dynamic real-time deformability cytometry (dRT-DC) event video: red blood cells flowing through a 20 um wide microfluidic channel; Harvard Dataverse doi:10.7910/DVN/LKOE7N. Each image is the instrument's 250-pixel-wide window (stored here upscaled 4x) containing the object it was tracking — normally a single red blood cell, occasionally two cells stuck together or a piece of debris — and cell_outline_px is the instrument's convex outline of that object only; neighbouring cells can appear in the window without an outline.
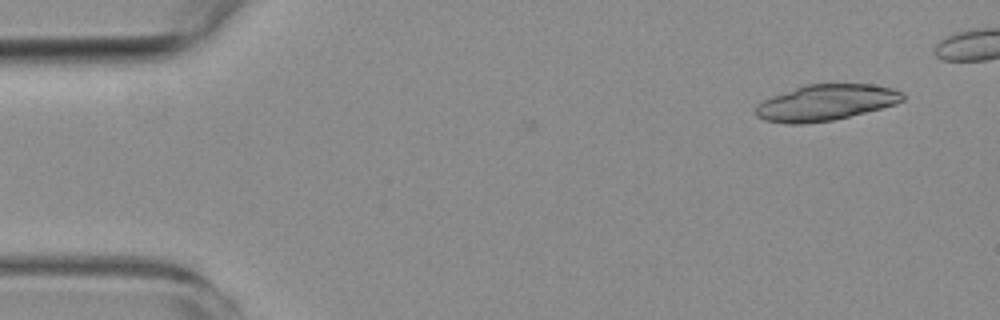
{"species": "common noctule bat (a hibernating species)", "species_latin": "Nyctalus noctula", "temperature_condition": "room temperature", "stored_images_in_passage": 7, "camera_frame_rate_fps": 3000, "um_per_image_px": 0.085, "animal": {"sex": "female", "body_mass_g": 19.3, "forearm_length_mm": 54.1}, "frame": {"image": 1, "passage_image": 1, "time_ms": 0.0, "image_size_px": [1000, 320], "cell_outline_px": [[904, 100], [896, 104], [832, 120], [800, 124], [788, 124], [764, 120], [756, 116], [756, 108], [764, 100], [772, 96], [808, 84], [872, 84], [892, 88], [904, 92]], "centroid_in_image_um": [70.22, 8.72], "position_along_channel_um": 14.8, "area_um2": 30.46}}
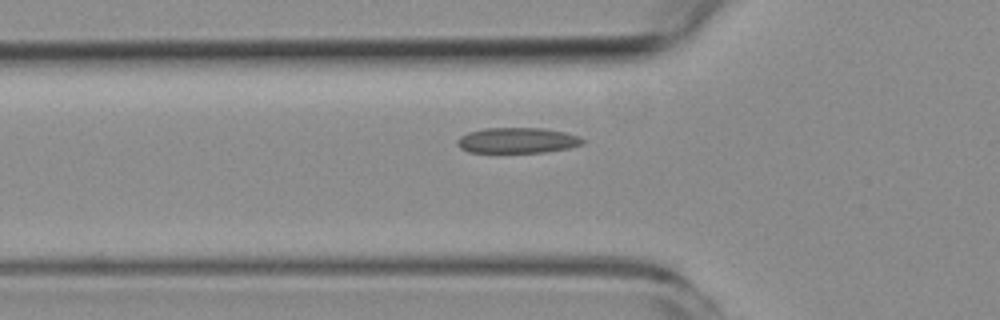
{"frame": {"image": 2, "passage_image": 6, "time_ms": 7.0, "image_size_px": [1000, 320], "cell_outline_px": [[584, 144], [568, 148], [544, 152], [468, 152], [460, 148], [456, 144], [456, 140], [460, 136], [468, 132], [484, 128], [544, 128], [564, 132], [580, 136], [584, 140]], "centroid_in_image_um": [43.96, 11.93], "position_along_channel_um": 81.8, "area_um2": 18.73}}
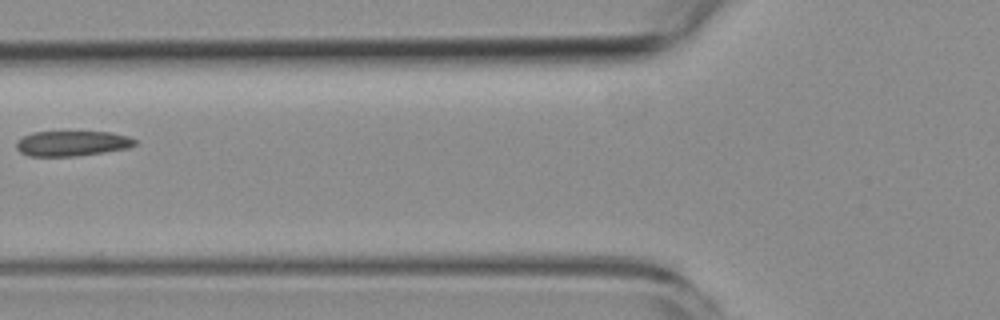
{"frame": {"image": 3, "passage_image": 7, "time_ms": 8.0, "image_size_px": [1000, 320], "cell_outline_px": [[136, 144], [128, 148], [104, 152], [76, 156], [28, 156], [20, 152], [16, 148], [16, 140], [32, 132], [112, 132], [128, 136], [136, 140]], "centroid_in_image_um": [6.11, 12.19], "position_along_channel_um": 119.7, "area_um2": 17.46}}